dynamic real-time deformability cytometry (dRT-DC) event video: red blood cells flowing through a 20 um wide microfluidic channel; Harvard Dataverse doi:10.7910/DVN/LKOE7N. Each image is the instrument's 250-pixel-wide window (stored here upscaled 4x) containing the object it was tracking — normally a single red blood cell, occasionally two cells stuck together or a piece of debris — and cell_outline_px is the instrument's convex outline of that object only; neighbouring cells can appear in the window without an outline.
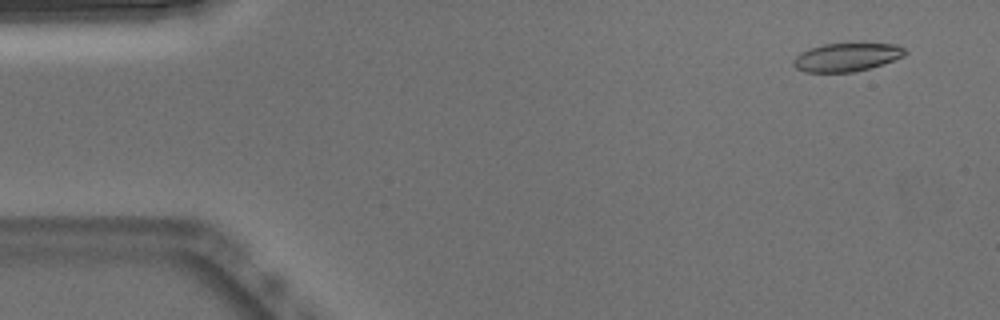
{"species": "Egyptian fruit bat (a non-hibernating species)", "species_latin": "Rousettus aegyptiacus", "temperature_condition": "warm", "stored_images_in_passage": 52, "camera_frame_rate_fps": 3000, "um_per_image_px": 0.085, "animal": {"sex": "male"}, "frame": {"image": 1, "passage_image": 4, "time_ms": 1.0, "image_size_px": [1000, 320], "cell_outline_px": [[908, 52], [904, 56], [868, 68], [852, 72], [804, 72], [796, 68], [792, 64], [792, 60], [800, 52], [824, 44], [896, 44], [904, 48]], "centroid_in_image_um": [71.93, 4.86], "position_along_channel_um": 13.1, "area_um2": 18.15}}
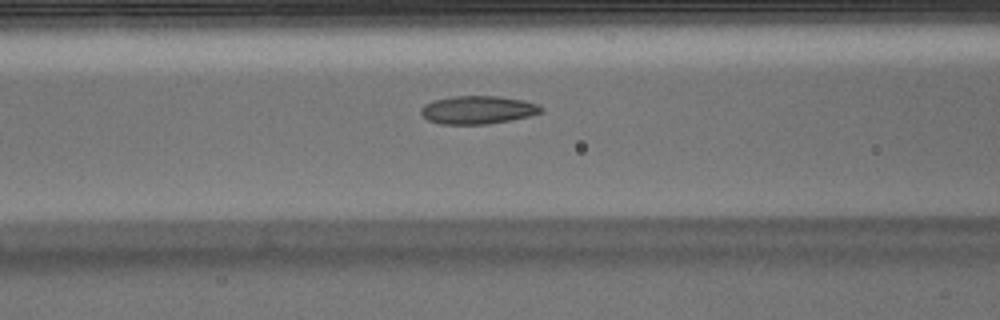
{"frame": {"image": 2, "passage_image": 21, "time_ms": 6.667, "image_size_px": [1000, 320], "cell_outline_px": [[544, 112], [532, 116], [488, 124], [440, 124], [428, 120], [420, 112], [420, 108], [424, 104], [432, 100], [452, 96], [500, 96], [524, 100], [540, 104], [544, 108]], "centroid_in_image_um": [40.66, 9.33], "position_along_channel_um": 125.9, "area_um2": 20.06}}
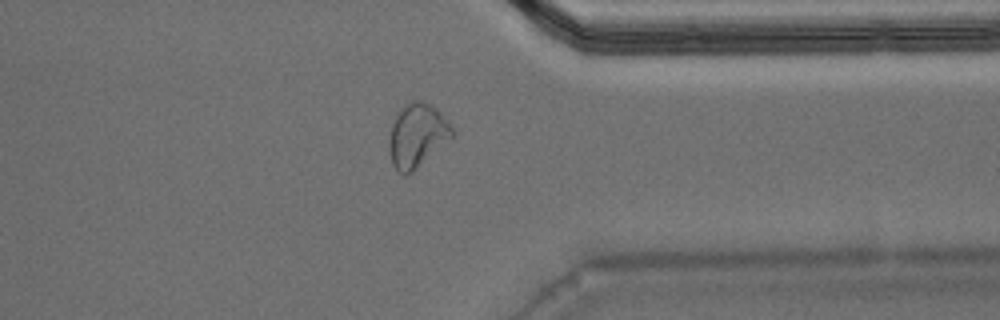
{"frame": {"image": 3, "passage_image": 41, "time_ms": 13.333, "image_size_px": [1000, 320], "cell_outline_px": [[456, 132], [452, 136], [412, 172], [404, 176], [392, 164], [388, 148], [388, 136], [392, 124], [396, 116], [404, 104], [412, 100], [424, 100], [432, 104], [440, 112]], "centroid_in_image_um": [35.43, 11.48], "position_along_channel_um": 376.0, "area_um2": 23.29}, "authors_computed_cell_mechanics": {"area_um2": 19.7965, "velocity_mm_per_s": 3.8396, "shape_relaxation_time_tau1_ms": null, "shape_relaxation_time_tau2_ms": 1.7478, "deformation_change_tau1": null, "deformation_change_tau2": 0.0934}}